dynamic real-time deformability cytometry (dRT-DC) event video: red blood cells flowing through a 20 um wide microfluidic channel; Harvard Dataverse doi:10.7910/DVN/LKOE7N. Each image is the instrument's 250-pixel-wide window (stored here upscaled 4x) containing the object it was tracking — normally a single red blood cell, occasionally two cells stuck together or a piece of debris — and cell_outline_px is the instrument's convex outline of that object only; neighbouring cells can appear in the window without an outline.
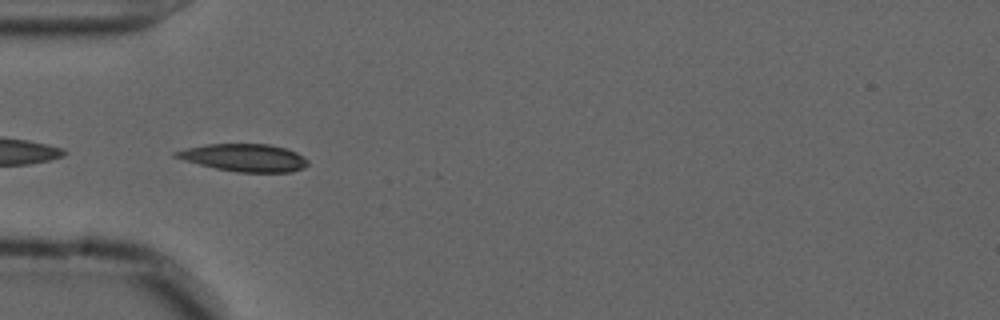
{"species": "common noctule bat (a hibernating species)", "species_latin": "Nyctalus noctula", "temperature_condition": "cold", "stored_images_in_passage": 37, "camera_frame_rate_fps": 3000, "um_per_image_px": 0.085, "animal": {"sex": "male", "forearm_length_mm": 52.5}, "frame": {"image": 1, "passage_image": 1, "time_ms": 0.0, "image_size_px": [1000, 320], "cell_outline_px": [[308, 164], [304, 168], [292, 172], [236, 172], [216, 168], [184, 160], [172, 156], [172, 152], [188, 148], [208, 144], [268, 144], [284, 148], [296, 152], [304, 156], [308, 160]], "centroid_in_image_um": [20.79, 13.4], "position_along_channel_um": 64.2, "area_um2": 21.1}}
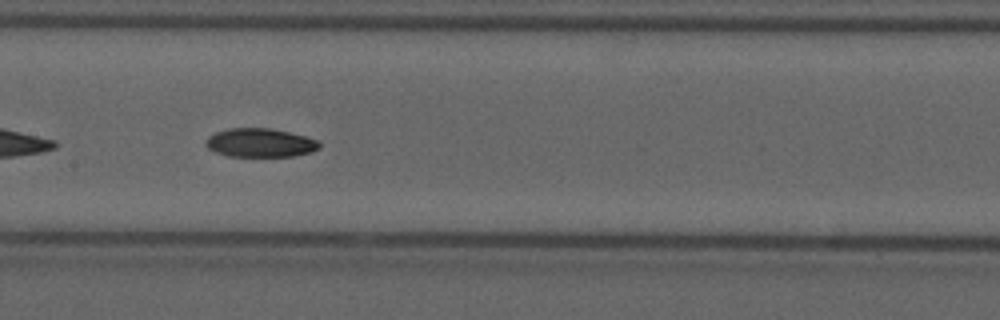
{"frame": {"image": 2, "passage_image": 11, "time_ms": 3.333, "image_size_px": [1000, 320], "cell_outline_px": [[320, 148], [312, 152], [292, 156], [228, 156], [216, 152], [208, 148], [204, 144], [208, 136], [216, 132], [228, 128], [268, 128], [288, 132], [304, 136], [316, 140], [320, 144]], "centroid_in_image_um": [22.09, 12.13], "position_along_channel_um": 185.3, "area_um2": 18.9}}
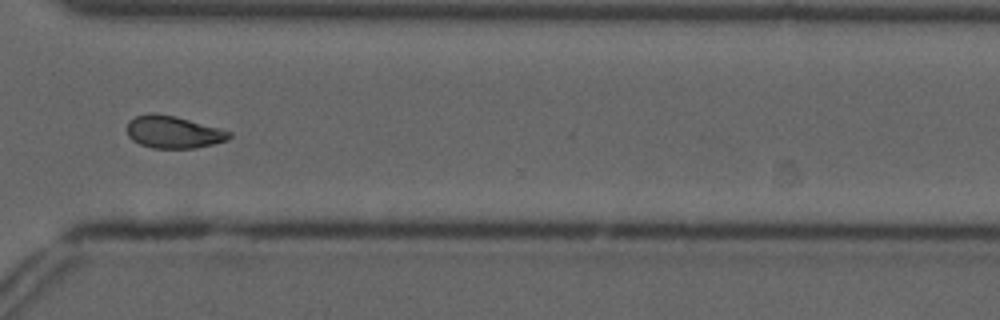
{"frame": {"image": 3, "passage_image": 25, "time_ms": 8.0, "image_size_px": [1000, 320], "cell_outline_px": [[232, 136], [228, 140], [196, 148], [152, 148], [140, 144], [132, 140], [128, 136], [128, 120], [136, 116], [148, 112], [156, 112], [176, 116], [220, 128], [232, 132]], "centroid_in_image_um": [14.74, 11.21], "position_along_channel_um": 355.9, "area_um2": 19.48}, "authors_computed_cell_mechanics": {"area_um2": 19.1318, "velocity_mm_per_s": 3.6672, "shape_relaxation_time_tau1_ms": 3.8871, "shape_relaxation_time_tau2_ms": null, "deformation_change_tau1": 0.1443, "deformation_change_tau2": null}}